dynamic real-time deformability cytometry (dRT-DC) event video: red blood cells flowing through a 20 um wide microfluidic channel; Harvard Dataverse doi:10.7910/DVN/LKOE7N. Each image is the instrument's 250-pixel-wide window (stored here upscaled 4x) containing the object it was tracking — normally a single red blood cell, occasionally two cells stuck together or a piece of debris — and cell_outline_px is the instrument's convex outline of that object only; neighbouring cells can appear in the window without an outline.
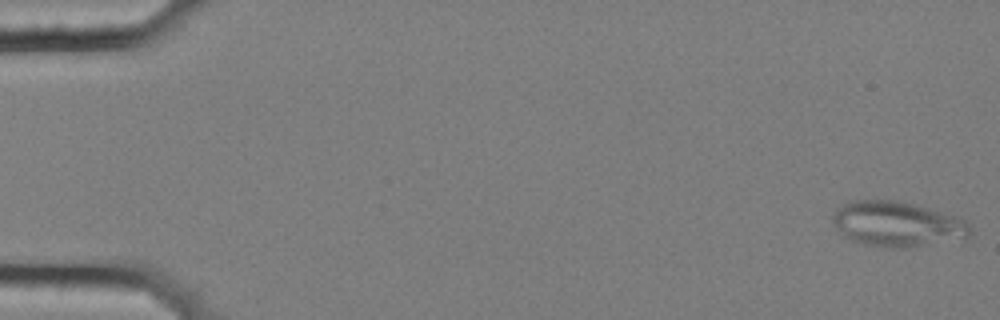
{"species": "common noctule bat (a hibernating species)", "species_latin": "Nyctalus noctula", "temperature_condition": "cold", "stored_images_in_passage": 57, "segment_of_instrument_passage": [1, 2], "camera_frame_rate_fps": 3000, "um_per_image_px": 0.085, "animal": {"sex": "female", "body_mass_g": 25.1}, "frame": {"image": 1, "passage_image": 1, "time_ms": 0.0, "image_size_px": [1000, 320], "cell_outline_px": [[972, 228], [968, 236], [904, 248], [884, 248], [864, 244], [852, 240], [844, 236], [836, 228], [832, 220], [832, 216], [836, 208], [852, 200], [896, 200], [928, 208], [956, 216], [964, 220]], "centroid_in_image_um": [76.19, 19.03], "position_along_channel_um": 8.8, "area_um2": 35.72}}